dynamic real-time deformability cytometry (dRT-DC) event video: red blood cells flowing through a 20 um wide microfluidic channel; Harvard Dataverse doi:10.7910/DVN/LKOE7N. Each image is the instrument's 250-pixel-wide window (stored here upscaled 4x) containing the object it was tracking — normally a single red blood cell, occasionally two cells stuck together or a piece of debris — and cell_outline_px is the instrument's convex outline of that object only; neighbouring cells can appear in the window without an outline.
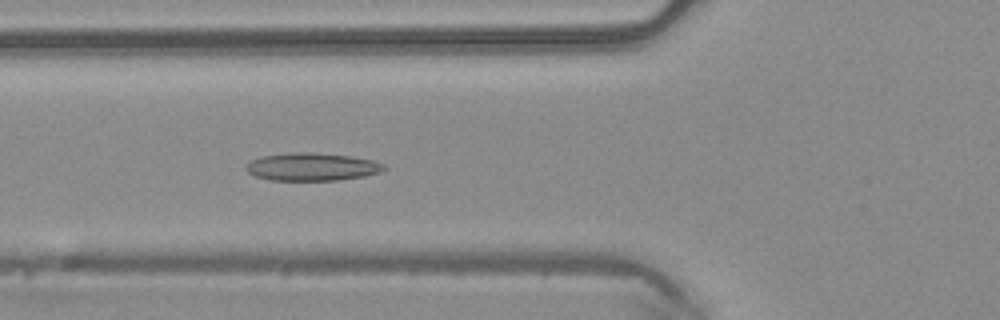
{"species": "common noctule bat (a hibernating species)", "species_latin": "Nyctalus noctula", "temperature_condition": "warm", "stored_images_in_passage": 49, "camera_frame_rate_fps": 3000, "um_per_image_px": 0.085, "animal": {"sex": "male", "body_mass_g": 20.4}, "frame": {"image": 1, "passage_image": 18, "time_ms": 5.667, "image_size_px": [1000, 320], "cell_outline_px": [[388, 168], [380, 172], [364, 176], [336, 180], [272, 180], [256, 176], [248, 172], [244, 168], [244, 164], [248, 160], [260, 156], [292, 152], [312, 152], [352, 156], [372, 160], [384, 164]], "centroid_in_image_um": [26.48, 14.16], "position_along_channel_um": 99.3, "area_um2": 22.6}}
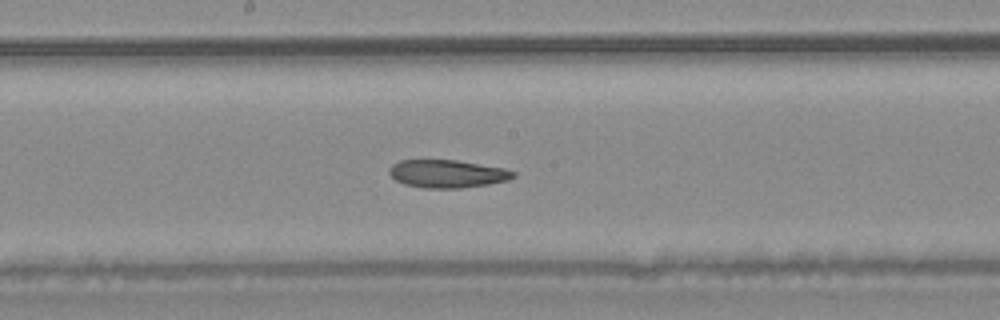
{"frame": {"image": 2, "passage_image": 26, "time_ms": 8.333, "image_size_px": [1000, 320], "cell_outline_px": [[516, 176], [508, 180], [488, 184], [460, 188], [424, 188], [404, 184], [396, 180], [388, 172], [388, 168], [392, 164], [400, 160], [456, 160], [504, 168], [516, 172]], "centroid_in_image_um": [38.01, 14.77], "position_along_channel_um": 210.2, "area_um2": 20.17}}
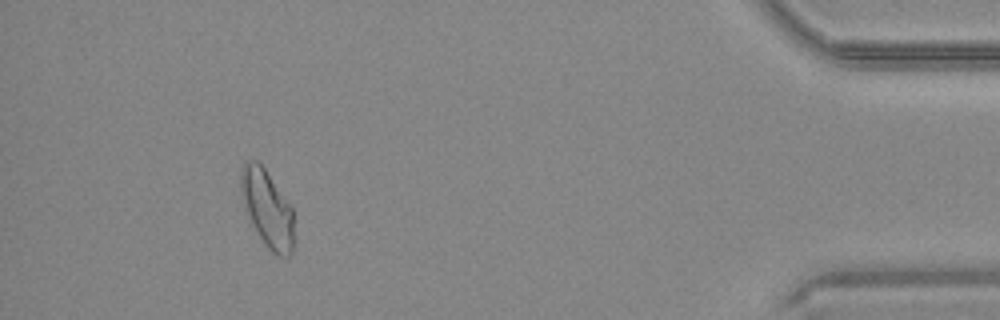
{"frame": {"image": 3, "passage_image": 45, "time_ms": 14.667, "image_size_px": [1000, 320], "cell_outline_px": [[292, 252], [288, 256], [280, 256], [272, 252], [264, 244], [248, 220], [244, 208], [240, 188], [240, 172], [244, 160], [256, 160], [264, 168], [292, 208]], "centroid_in_image_um": [22.65, 17.71], "position_along_channel_um": 412.5, "area_um2": 23.7}, "authors_computed_cell_mechanics": {"area_um2": 22.5998, "velocity_mm_per_s": 4.1468, "shape_relaxation_time_tau1_ms": null, "shape_relaxation_time_tau2_ms": 9.5819, "deformation_change_tau1": null, "deformation_change_tau2": 0.1971}}